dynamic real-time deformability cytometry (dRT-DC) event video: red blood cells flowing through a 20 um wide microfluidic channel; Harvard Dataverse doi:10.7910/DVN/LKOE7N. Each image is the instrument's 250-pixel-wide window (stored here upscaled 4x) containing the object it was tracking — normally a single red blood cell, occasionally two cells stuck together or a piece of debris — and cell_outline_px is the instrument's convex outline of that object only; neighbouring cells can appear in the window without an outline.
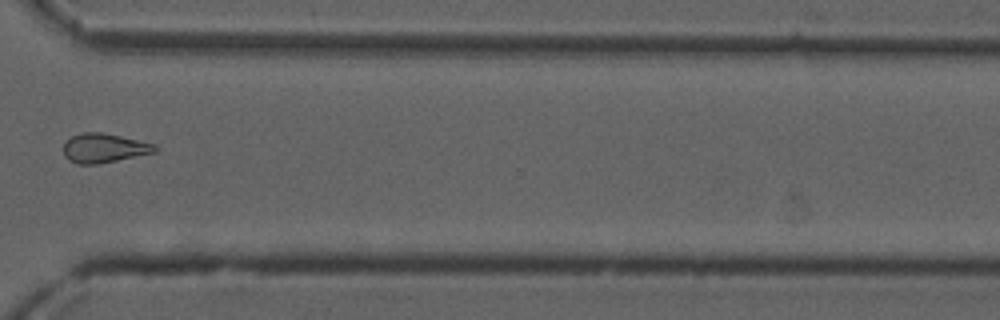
{"species": "common noctule bat (a hibernating species)", "species_latin": "Nyctalus noctula", "temperature_condition": "cold", "stored_images_in_passage": 15, "camera_frame_rate_fps": 3000, "um_per_image_px": 0.085, "animal": {"sex": "male", "forearm_length_mm": 52.5}, "frame": {"image": 1, "passage_image": 11, "time_ms": 3.333, "image_size_px": [1000, 320], "cell_outline_px": [[156, 152], [96, 164], [76, 164], [68, 160], [64, 156], [64, 144], [72, 136], [84, 132], [100, 132], [120, 136], [156, 144]], "centroid_in_image_um": [8.82, 12.59], "position_along_channel_um": 361.8, "area_um2": 15.37}}